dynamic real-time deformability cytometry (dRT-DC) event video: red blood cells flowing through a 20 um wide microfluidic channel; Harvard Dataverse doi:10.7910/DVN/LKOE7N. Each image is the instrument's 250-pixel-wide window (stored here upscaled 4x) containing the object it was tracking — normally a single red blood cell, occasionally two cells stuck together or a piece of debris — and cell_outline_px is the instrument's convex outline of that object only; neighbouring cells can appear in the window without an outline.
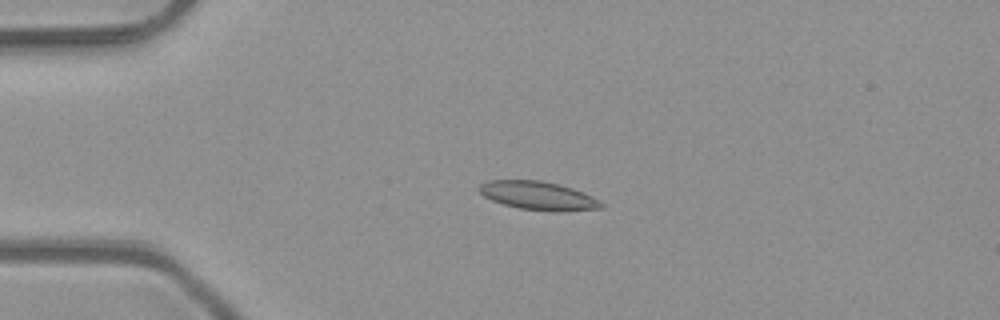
{"species": "common noctule bat (a hibernating species)", "species_latin": "Nyctalus noctula", "temperature_condition": "room temperature", "stored_images_in_passage": 8, "camera_frame_rate_fps": 3000, "um_per_image_px": 0.085, "animal": {"sex": "male", "body_mass_g": 23.1, "forearm_length_mm": 52.7}, "frame": {"image": 1, "passage_image": 4, "time_ms": 1.0, "image_size_px": [1000, 320], "cell_outline_px": [[604, 208], [564, 212], [556, 212], [520, 208], [504, 204], [492, 200], [484, 196], [476, 188], [480, 184], [488, 180], [540, 180], [560, 184], [572, 188], [592, 196], [604, 204]], "centroid_in_image_um": [45.76, 16.63], "position_along_channel_um": 39.2, "area_um2": 20.4}}
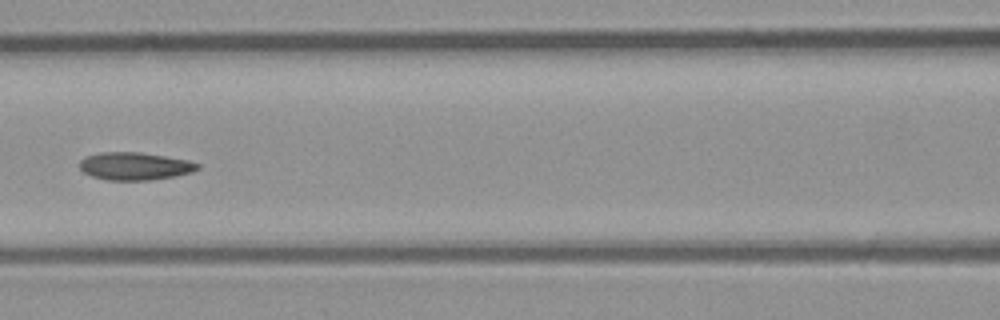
{"frame": {"image": 2, "passage_image": 7, "time_ms": 2.0, "image_size_px": [1000, 320], "cell_outline_px": [[200, 168], [192, 172], [176, 176], [148, 180], [108, 180], [92, 176], [84, 172], [80, 168], [80, 160], [84, 156], [100, 152], [140, 152], [188, 160], [200, 164]], "centroid_in_image_um": [11.46, 14.12], "position_along_channel_um": 155.1, "area_um2": 19.07}}
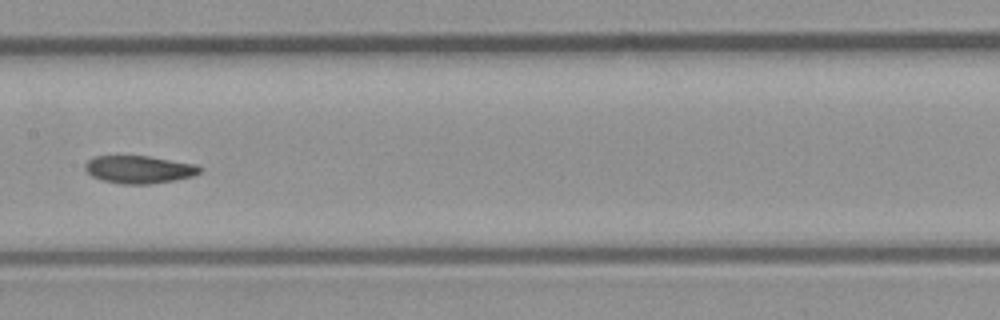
{"frame": {"image": 3, "passage_image": 8, "time_ms": 2.333, "image_size_px": [1000, 320], "cell_outline_px": [[204, 168], [200, 172], [192, 176], [176, 180], [148, 184], [120, 184], [100, 180], [92, 176], [84, 168], [84, 164], [88, 160], [96, 156], [148, 156], [196, 164]], "centroid_in_image_um": [11.83, 14.41], "position_along_channel_um": 195.6, "area_um2": 18.61}}